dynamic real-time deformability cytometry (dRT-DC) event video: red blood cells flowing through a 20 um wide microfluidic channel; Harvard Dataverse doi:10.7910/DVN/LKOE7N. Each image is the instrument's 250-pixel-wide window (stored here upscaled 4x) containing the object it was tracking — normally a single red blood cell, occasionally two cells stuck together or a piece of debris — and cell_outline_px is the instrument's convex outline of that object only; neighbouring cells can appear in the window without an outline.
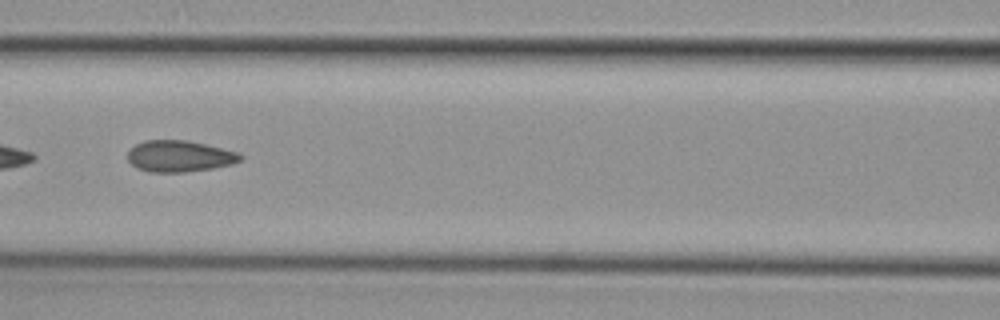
{"species": "common noctule bat (a hibernating species)", "species_latin": "Nyctalus noctula", "temperature_condition": "cold", "stored_images_in_passage": 29, "camera_frame_rate_fps": 3000, "um_per_image_px": 0.085, "animal": {"sex": "female", "body_mass_g": 29.2, "forearm_length_mm": 56.3}, "frame": {"image": 1, "passage_image": 23, "time_ms": 7.333, "image_size_px": [1000, 320], "cell_outline_px": [[244, 156], [240, 160], [232, 164], [212, 168], [184, 172], [148, 172], [136, 168], [128, 160], [128, 152], [136, 144], [144, 140], [188, 140], [240, 152]], "centroid_in_image_um": [15.27, 13.27], "position_along_channel_um": 151.3, "area_um2": 20.69}}
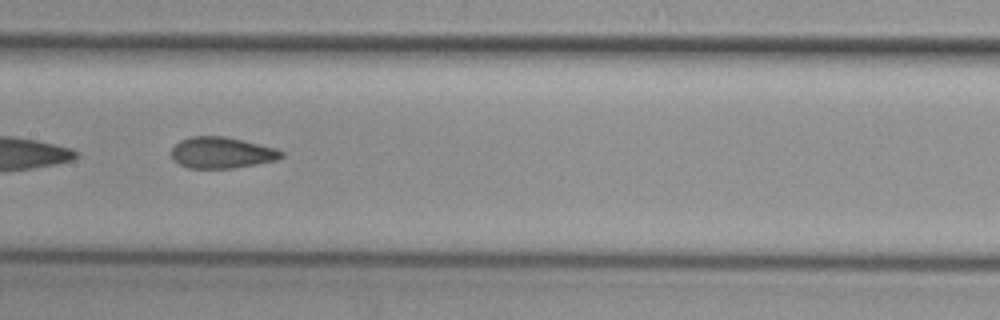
{"frame": {"image": 2, "passage_image": 26, "time_ms": 8.333, "image_size_px": [1000, 320], "cell_outline_px": [[284, 156], [276, 160], [256, 164], [232, 168], [188, 168], [180, 164], [172, 156], [172, 148], [180, 140], [188, 136], [224, 136], [276, 148], [284, 152]], "centroid_in_image_um": [18.85, 12.97], "position_along_channel_um": 188.5, "area_um2": 19.88}}